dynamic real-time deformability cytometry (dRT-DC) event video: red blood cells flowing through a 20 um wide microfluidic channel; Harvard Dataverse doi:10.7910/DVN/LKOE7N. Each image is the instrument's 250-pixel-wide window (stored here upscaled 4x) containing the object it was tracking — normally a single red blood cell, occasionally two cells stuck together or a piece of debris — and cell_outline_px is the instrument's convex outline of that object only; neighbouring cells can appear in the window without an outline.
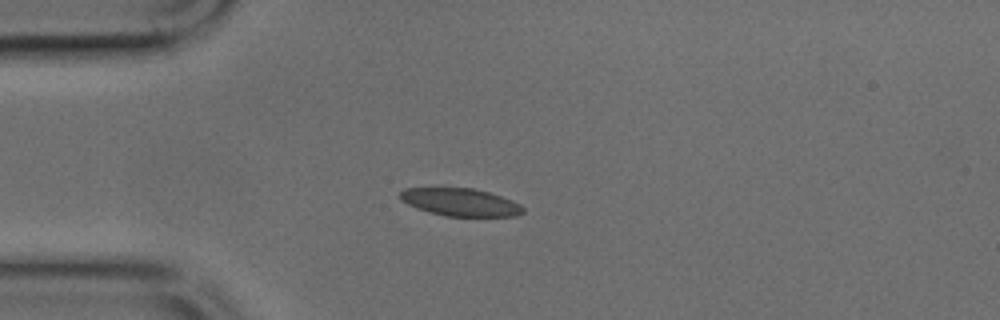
{"species": "common noctule bat (a hibernating species)", "species_latin": "Nyctalus noctula", "temperature_condition": "cold", "stored_images_in_passage": 37, "camera_frame_rate_fps": 3000, "um_per_image_px": 0.085, "animal": {"sex": "male", "body_mass_g": 17.9, "forearm_length_mm": 54.2}, "frame": {"image": 1, "passage_image": 1, "time_ms": 0.0, "image_size_px": [1000, 320], "cell_outline_px": [[524, 212], [516, 216], [444, 216], [428, 212], [416, 208], [400, 200], [400, 192], [404, 188], [472, 188], [488, 192], [512, 200], [520, 204], [524, 208]], "centroid_in_image_um": [39.12, 17.19], "position_along_channel_um": 45.9, "area_um2": 19.83}}
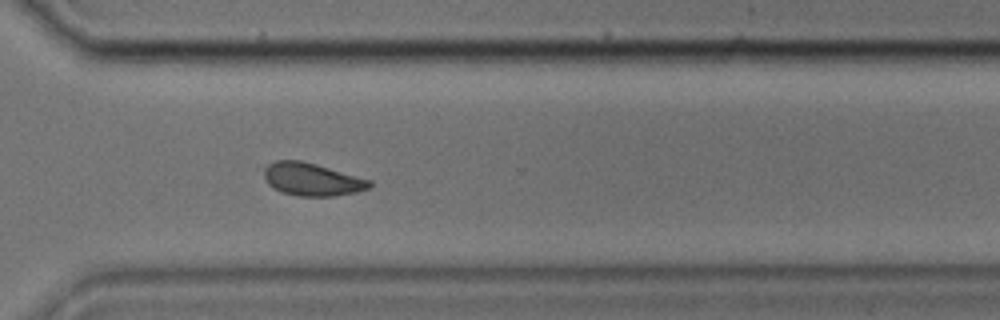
{"frame": {"image": 2, "passage_image": 24, "time_ms": 7.667, "image_size_px": [1000, 320], "cell_outline_px": [[372, 184], [368, 188], [356, 192], [332, 196], [296, 196], [280, 192], [268, 184], [256, 168], [276, 160], [300, 160], [316, 164], [372, 180]], "centroid_in_image_um": [26.39, 15.22], "position_along_channel_um": 344.2, "area_um2": 20.69}}
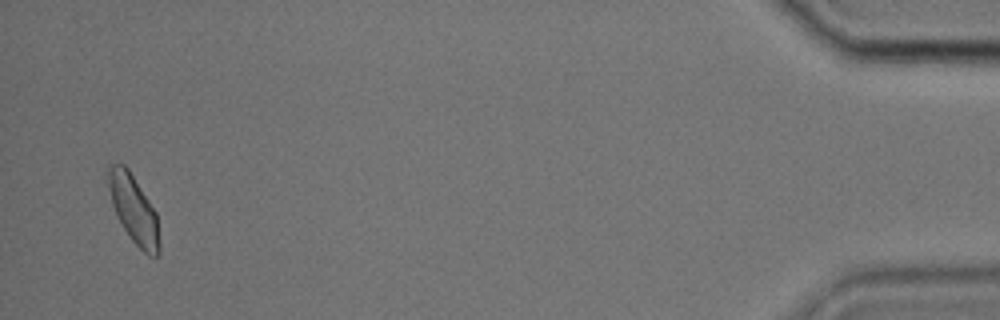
{"frame": {"image": 3, "passage_image": 36, "time_ms": 11.667, "image_size_px": [1000, 320], "cell_outline_px": [[160, 252], [156, 256], [148, 256], [132, 240], [124, 228], [112, 204], [108, 188], [108, 168], [112, 164], [124, 164], [128, 168], [156, 212], [160, 240]], "centroid_in_image_um": [11.38, 17.8], "position_along_channel_um": 423.8, "area_um2": 19.94}}